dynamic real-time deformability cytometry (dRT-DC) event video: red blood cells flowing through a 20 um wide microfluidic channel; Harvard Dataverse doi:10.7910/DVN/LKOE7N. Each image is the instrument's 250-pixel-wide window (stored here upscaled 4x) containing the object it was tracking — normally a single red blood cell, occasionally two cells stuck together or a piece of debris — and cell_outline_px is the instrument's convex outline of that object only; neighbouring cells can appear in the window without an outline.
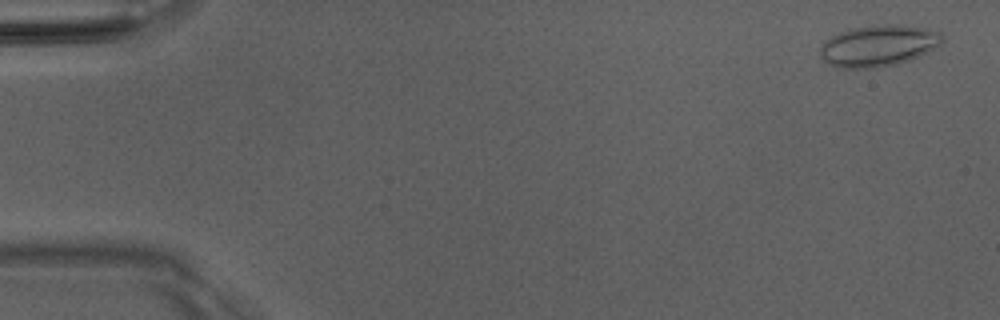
{"species": "Egyptian fruit bat (a non-hibernating species)", "species_latin": "Rousettus aegyptiacus", "temperature_condition": "room temperature", "stored_images_in_passage": 51, "camera_frame_rate_fps": 3000, "um_per_image_px": 0.085, "animal": {"sex": "male"}, "frame": {"image": 1, "passage_image": 2, "time_ms": 0.333, "image_size_px": [1000, 320], "cell_outline_px": [[944, 40], [940, 44], [908, 60], [896, 64], [876, 68], [840, 68], [828, 64], [824, 60], [820, 52], [820, 44], [832, 36], [840, 32], [852, 28], [884, 24], [904, 24], [924, 28], [940, 32], [944, 36]], "centroid_in_image_um": [74.64, 3.88], "position_along_channel_um": 10.4, "area_um2": 29.25}}
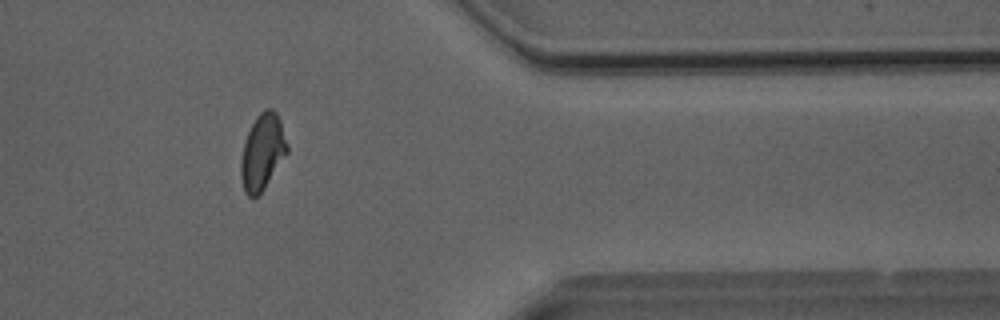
{"frame": {"image": 2, "passage_image": 42, "time_ms": 13.667, "image_size_px": [1000, 320], "cell_outline_px": [[288, 152], [264, 188], [252, 200], [244, 192], [240, 176], [240, 160], [244, 144], [248, 132], [256, 116], [264, 108], [272, 108], [276, 112], [280, 120], [288, 144]], "centroid_in_image_um": [22.3, 12.92], "position_along_channel_um": 389.1, "area_um2": 20.52}}
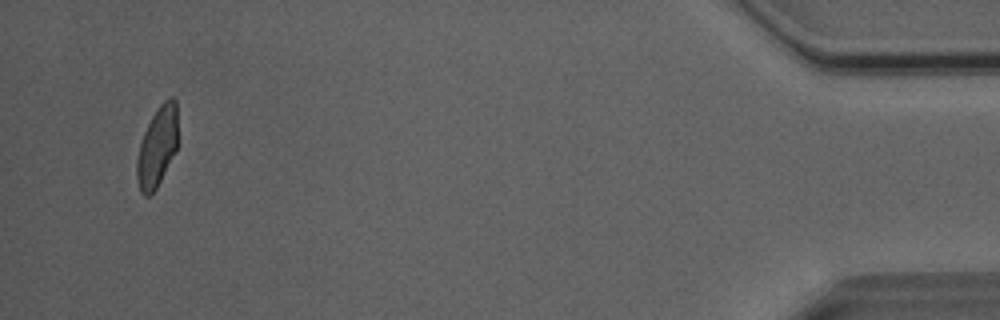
{"frame": {"image": 3, "passage_image": 49, "time_ms": 16.0, "image_size_px": [1000, 320], "cell_outline_px": [[176, 148], [156, 188], [148, 196], [144, 196], [140, 192], [136, 176], [136, 160], [140, 144], [144, 132], [152, 116], [160, 104], [168, 96], [172, 96], [176, 100]], "centroid_in_image_um": [13.33, 12.46], "position_along_channel_um": 421.9, "area_um2": 18.67}, "authors_computed_cell_mechanics": {"area_um2": 20.6346, "velocity_mm_per_s": 4.0425, "shape_relaxation_time_tau1_ms": 7.7804, "shape_relaxation_time_tau2_ms": 1.4696, "deformation_change_tau1": 0.1817, "deformation_change_tau2": 0.0661}}